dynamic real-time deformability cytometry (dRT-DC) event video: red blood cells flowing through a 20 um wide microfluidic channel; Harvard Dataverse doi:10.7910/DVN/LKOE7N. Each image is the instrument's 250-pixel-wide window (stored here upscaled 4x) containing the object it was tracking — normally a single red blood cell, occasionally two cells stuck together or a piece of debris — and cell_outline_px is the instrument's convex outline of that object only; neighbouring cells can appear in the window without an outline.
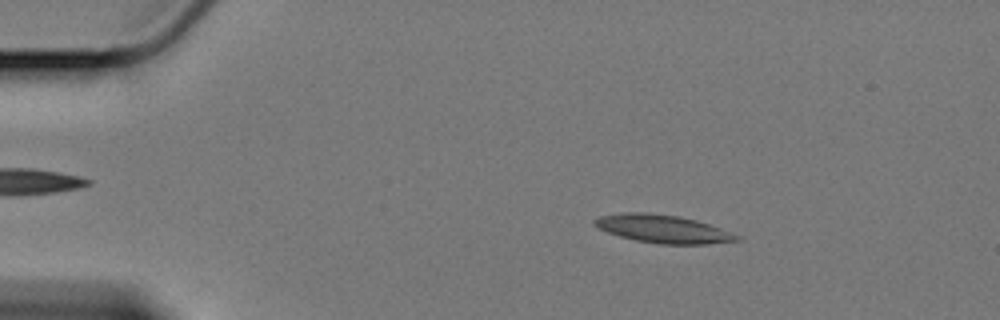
{"species": "Egyptian fruit bat (a non-hibernating species)", "species_latin": "Rousettus aegyptiacus", "temperature_condition": "cold", "stored_images_in_passage": 10, "camera_frame_rate_fps": 3000, "um_per_image_px": 0.085, "animal": {"sex": "female"}, "frame": {"image": 1, "passage_image": 8, "time_ms": 2.333, "image_size_px": [1000, 320], "cell_outline_px": [[744, 240], [708, 244], [660, 244], [636, 240], [620, 236], [596, 228], [592, 224], [592, 220], [600, 216], [624, 212], [644, 212], [680, 216], [696, 220], [744, 236]], "centroid_in_image_um": [56.38, 19.46], "position_along_channel_um": 28.6, "area_um2": 23.52}}